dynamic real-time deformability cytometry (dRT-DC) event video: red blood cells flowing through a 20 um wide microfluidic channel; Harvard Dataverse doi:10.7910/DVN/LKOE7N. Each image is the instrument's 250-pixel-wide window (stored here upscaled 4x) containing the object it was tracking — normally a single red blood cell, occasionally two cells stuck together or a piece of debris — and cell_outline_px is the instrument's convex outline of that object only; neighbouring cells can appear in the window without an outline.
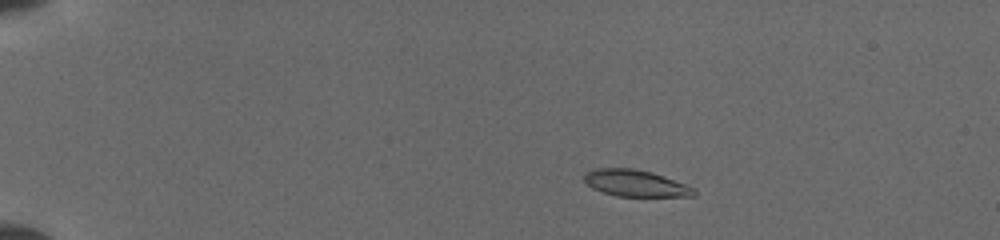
{"species": "common noctule bat (a hibernating species)", "species_latin": "Nyctalus noctula", "temperature_condition": "cold", "stored_images_in_passage": 16, "camera_frame_rate_fps": 3000, "um_per_image_px": 0.085, "animal": {"sex": "female", "body_mass_g": 19.5, "forearm_length_mm": 54.1}, "frame": {"image": 1, "passage_image": 1, "time_ms": 0.0, "image_size_px": [1000, 240], "cell_outline_px": [[696, 196], [616, 196], [592, 188], [584, 180], [584, 172], [596, 168], [632, 168], [652, 172], [664, 176], [696, 188]], "centroid_in_image_um": [54.03, 15.57], "position_along_channel_um": 31.0, "area_um2": 17.05}}
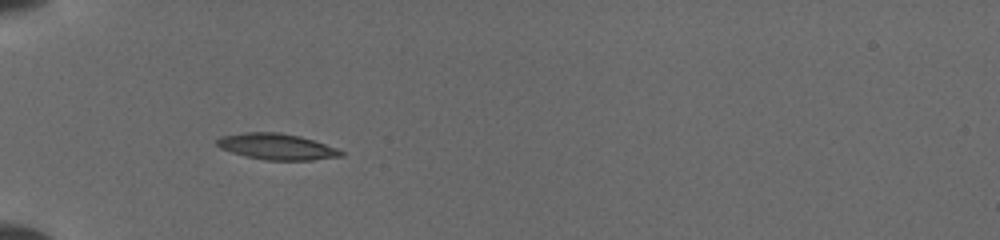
{"frame": {"image": 2, "passage_image": 15, "time_ms": 2.667, "image_size_px": [1000, 240], "cell_outline_px": [[344, 156], [312, 160], [264, 160], [244, 156], [220, 148], [216, 144], [216, 140], [220, 136], [244, 132], [280, 132], [300, 136], [336, 148], [344, 152]], "centroid_in_image_um": [23.5, 12.46], "position_along_channel_um": 61.5, "area_um2": 18.9}}